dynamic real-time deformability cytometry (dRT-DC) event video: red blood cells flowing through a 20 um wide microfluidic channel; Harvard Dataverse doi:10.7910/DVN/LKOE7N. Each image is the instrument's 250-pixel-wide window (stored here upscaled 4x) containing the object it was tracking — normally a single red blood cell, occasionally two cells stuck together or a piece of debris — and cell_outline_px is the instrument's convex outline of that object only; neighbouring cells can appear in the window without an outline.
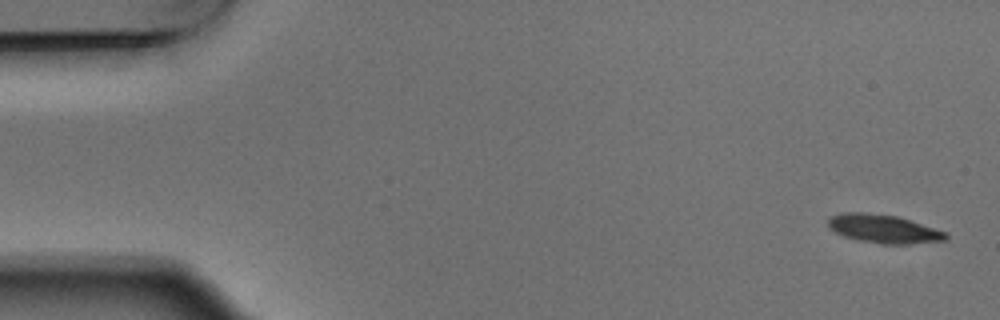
{"species": "Egyptian fruit bat (a non-hibernating species)", "species_latin": "Rousettus aegyptiacus", "temperature_condition": "warm", "stored_images_in_passage": 4, "camera_frame_rate_fps": 3000, "um_per_image_px": 0.085, "animal": {"sex": "male"}, "frame": {"image": 1, "passage_image": 1, "time_ms": 0.0, "image_size_px": [1000, 320], "cell_outline_px": [[948, 236], [944, 240], [908, 244], [880, 244], [856, 240], [844, 236], [828, 228], [828, 220], [832, 216], [844, 212], [864, 212], [896, 216], [944, 232]], "centroid_in_image_um": [75.02, 19.46], "position_along_channel_um": 10.0, "area_um2": 19.19}}
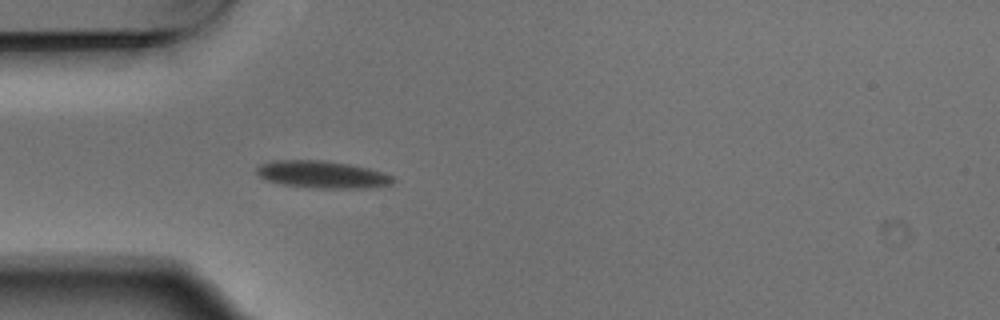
{"frame": {"image": 2, "passage_image": 4, "time_ms": 1.0, "image_size_px": [1000, 320], "cell_outline_px": [[396, 180], [392, 184], [360, 188], [316, 188], [280, 184], [268, 180], [260, 176], [256, 172], [256, 168], [260, 164], [272, 160], [324, 160], [348, 164], [368, 168], [384, 172], [392, 176]], "centroid_in_image_um": [27.38, 14.82], "position_along_channel_um": 57.6, "area_um2": 21.62}}